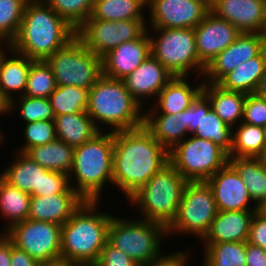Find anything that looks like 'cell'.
I'll list each match as a JSON object with an SVG mask.
<instances>
[{
  "label": "cell",
  "instance_id": "d6986e66",
  "mask_svg": "<svg viewBox=\"0 0 266 266\" xmlns=\"http://www.w3.org/2000/svg\"><path fill=\"white\" fill-rule=\"evenodd\" d=\"M206 182L212 189L218 211L257 210L245 183L229 163Z\"/></svg>",
  "mask_w": 266,
  "mask_h": 266
},
{
  "label": "cell",
  "instance_id": "680465c9",
  "mask_svg": "<svg viewBox=\"0 0 266 266\" xmlns=\"http://www.w3.org/2000/svg\"><path fill=\"white\" fill-rule=\"evenodd\" d=\"M263 129V133H264V139H265V142H266V125L264 127H262Z\"/></svg>",
  "mask_w": 266,
  "mask_h": 266
},
{
  "label": "cell",
  "instance_id": "60d3db41",
  "mask_svg": "<svg viewBox=\"0 0 266 266\" xmlns=\"http://www.w3.org/2000/svg\"><path fill=\"white\" fill-rule=\"evenodd\" d=\"M77 30L91 16L95 0H42Z\"/></svg>",
  "mask_w": 266,
  "mask_h": 266
},
{
  "label": "cell",
  "instance_id": "f35d334b",
  "mask_svg": "<svg viewBox=\"0 0 266 266\" xmlns=\"http://www.w3.org/2000/svg\"><path fill=\"white\" fill-rule=\"evenodd\" d=\"M15 110V111H14ZM17 111L22 124L40 120H54L55 115L48 98L22 95L10 102V114Z\"/></svg>",
  "mask_w": 266,
  "mask_h": 266
},
{
  "label": "cell",
  "instance_id": "816d5d0a",
  "mask_svg": "<svg viewBox=\"0 0 266 266\" xmlns=\"http://www.w3.org/2000/svg\"><path fill=\"white\" fill-rule=\"evenodd\" d=\"M254 94L266 99V68L257 84Z\"/></svg>",
  "mask_w": 266,
  "mask_h": 266
},
{
  "label": "cell",
  "instance_id": "db71d44e",
  "mask_svg": "<svg viewBox=\"0 0 266 266\" xmlns=\"http://www.w3.org/2000/svg\"><path fill=\"white\" fill-rule=\"evenodd\" d=\"M257 158L259 159V161L261 163L266 165V142H265V144L263 146L262 152L260 153V155Z\"/></svg>",
  "mask_w": 266,
  "mask_h": 266
},
{
  "label": "cell",
  "instance_id": "5bb4252c",
  "mask_svg": "<svg viewBox=\"0 0 266 266\" xmlns=\"http://www.w3.org/2000/svg\"><path fill=\"white\" fill-rule=\"evenodd\" d=\"M146 10L148 28H195L210 12V0H148Z\"/></svg>",
  "mask_w": 266,
  "mask_h": 266
},
{
  "label": "cell",
  "instance_id": "f907efd6",
  "mask_svg": "<svg viewBox=\"0 0 266 266\" xmlns=\"http://www.w3.org/2000/svg\"><path fill=\"white\" fill-rule=\"evenodd\" d=\"M0 266H11V241L0 232Z\"/></svg>",
  "mask_w": 266,
  "mask_h": 266
},
{
  "label": "cell",
  "instance_id": "4dcf8cb0",
  "mask_svg": "<svg viewBox=\"0 0 266 266\" xmlns=\"http://www.w3.org/2000/svg\"><path fill=\"white\" fill-rule=\"evenodd\" d=\"M24 154L43 168L69 175L73 165L74 148L56 139L48 144L29 148Z\"/></svg>",
  "mask_w": 266,
  "mask_h": 266
},
{
  "label": "cell",
  "instance_id": "277c9868",
  "mask_svg": "<svg viewBox=\"0 0 266 266\" xmlns=\"http://www.w3.org/2000/svg\"><path fill=\"white\" fill-rule=\"evenodd\" d=\"M113 150L114 132L108 131H100L91 140L74 148L70 186L84 200L102 201L105 186L113 187Z\"/></svg>",
  "mask_w": 266,
  "mask_h": 266
},
{
  "label": "cell",
  "instance_id": "8992f818",
  "mask_svg": "<svg viewBox=\"0 0 266 266\" xmlns=\"http://www.w3.org/2000/svg\"><path fill=\"white\" fill-rule=\"evenodd\" d=\"M188 181L170 164L152 175L148 182L128 200L137 208L141 219L157 222L168 228L176 218Z\"/></svg>",
  "mask_w": 266,
  "mask_h": 266
},
{
  "label": "cell",
  "instance_id": "f6af8a7d",
  "mask_svg": "<svg viewBox=\"0 0 266 266\" xmlns=\"http://www.w3.org/2000/svg\"><path fill=\"white\" fill-rule=\"evenodd\" d=\"M94 266H139L133 259L108 241L101 250L100 257Z\"/></svg>",
  "mask_w": 266,
  "mask_h": 266
},
{
  "label": "cell",
  "instance_id": "e575fe53",
  "mask_svg": "<svg viewBox=\"0 0 266 266\" xmlns=\"http://www.w3.org/2000/svg\"><path fill=\"white\" fill-rule=\"evenodd\" d=\"M201 266H246V241L203 243Z\"/></svg>",
  "mask_w": 266,
  "mask_h": 266
},
{
  "label": "cell",
  "instance_id": "e0dca14e",
  "mask_svg": "<svg viewBox=\"0 0 266 266\" xmlns=\"http://www.w3.org/2000/svg\"><path fill=\"white\" fill-rule=\"evenodd\" d=\"M210 12L241 33L266 34V3L261 0H210Z\"/></svg>",
  "mask_w": 266,
  "mask_h": 266
},
{
  "label": "cell",
  "instance_id": "b9f144b4",
  "mask_svg": "<svg viewBox=\"0 0 266 266\" xmlns=\"http://www.w3.org/2000/svg\"><path fill=\"white\" fill-rule=\"evenodd\" d=\"M24 142L17 152L24 153L27 149L45 145L57 139L54 120H40L24 125Z\"/></svg>",
  "mask_w": 266,
  "mask_h": 266
},
{
  "label": "cell",
  "instance_id": "ffe728a7",
  "mask_svg": "<svg viewBox=\"0 0 266 266\" xmlns=\"http://www.w3.org/2000/svg\"><path fill=\"white\" fill-rule=\"evenodd\" d=\"M174 76L151 54L123 81L130 95L145 109ZM152 98V99H151ZM154 98V99H153ZM147 99V100H146ZM148 102V104H147Z\"/></svg>",
  "mask_w": 266,
  "mask_h": 266
},
{
  "label": "cell",
  "instance_id": "3957f363",
  "mask_svg": "<svg viewBox=\"0 0 266 266\" xmlns=\"http://www.w3.org/2000/svg\"><path fill=\"white\" fill-rule=\"evenodd\" d=\"M76 36V30L42 0L26 4L19 32L9 45L32 60H46Z\"/></svg>",
  "mask_w": 266,
  "mask_h": 266
},
{
  "label": "cell",
  "instance_id": "ba28073f",
  "mask_svg": "<svg viewBox=\"0 0 266 266\" xmlns=\"http://www.w3.org/2000/svg\"><path fill=\"white\" fill-rule=\"evenodd\" d=\"M147 31L151 55L174 77L193 73L203 77L206 67L199 61L194 28H148Z\"/></svg>",
  "mask_w": 266,
  "mask_h": 266
},
{
  "label": "cell",
  "instance_id": "5b68a950",
  "mask_svg": "<svg viewBox=\"0 0 266 266\" xmlns=\"http://www.w3.org/2000/svg\"><path fill=\"white\" fill-rule=\"evenodd\" d=\"M143 110L126 89L123 79L102 75L90 89L86 112L99 131L117 132L144 125Z\"/></svg>",
  "mask_w": 266,
  "mask_h": 266
},
{
  "label": "cell",
  "instance_id": "83f0119b",
  "mask_svg": "<svg viewBox=\"0 0 266 266\" xmlns=\"http://www.w3.org/2000/svg\"><path fill=\"white\" fill-rule=\"evenodd\" d=\"M202 93L208 98L213 111L231 128L242 122L247 94L222 89L219 85L204 82Z\"/></svg>",
  "mask_w": 266,
  "mask_h": 266
},
{
  "label": "cell",
  "instance_id": "d590c367",
  "mask_svg": "<svg viewBox=\"0 0 266 266\" xmlns=\"http://www.w3.org/2000/svg\"><path fill=\"white\" fill-rule=\"evenodd\" d=\"M264 144L262 127L241 122L232 128V147L229 157L257 158Z\"/></svg>",
  "mask_w": 266,
  "mask_h": 266
},
{
  "label": "cell",
  "instance_id": "9c48e42d",
  "mask_svg": "<svg viewBox=\"0 0 266 266\" xmlns=\"http://www.w3.org/2000/svg\"><path fill=\"white\" fill-rule=\"evenodd\" d=\"M45 61L52 70L56 86L91 89L103 75L102 58L88 50L77 36Z\"/></svg>",
  "mask_w": 266,
  "mask_h": 266
},
{
  "label": "cell",
  "instance_id": "44dd1931",
  "mask_svg": "<svg viewBox=\"0 0 266 266\" xmlns=\"http://www.w3.org/2000/svg\"><path fill=\"white\" fill-rule=\"evenodd\" d=\"M194 79L196 84L191 82L190 76L173 77L160 91L152 107H145L144 114H176L186 110L202 93L203 77Z\"/></svg>",
  "mask_w": 266,
  "mask_h": 266
},
{
  "label": "cell",
  "instance_id": "4316f807",
  "mask_svg": "<svg viewBox=\"0 0 266 266\" xmlns=\"http://www.w3.org/2000/svg\"><path fill=\"white\" fill-rule=\"evenodd\" d=\"M12 163L0 176L10 185L25 191L31 196H40L41 173L47 169L35 163L22 152L13 153ZM17 154V155H16Z\"/></svg>",
  "mask_w": 266,
  "mask_h": 266
},
{
  "label": "cell",
  "instance_id": "f546056e",
  "mask_svg": "<svg viewBox=\"0 0 266 266\" xmlns=\"http://www.w3.org/2000/svg\"><path fill=\"white\" fill-rule=\"evenodd\" d=\"M57 139L73 148L91 140L100 131L86 111L55 116Z\"/></svg>",
  "mask_w": 266,
  "mask_h": 266
},
{
  "label": "cell",
  "instance_id": "7c38bea8",
  "mask_svg": "<svg viewBox=\"0 0 266 266\" xmlns=\"http://www.w3.org/2000/svg\"><path fill=\"white\" fill-rule=\"evenodd\" d=\"M61 230L56 223L26 219L3 233L15 247L44 264L61 261Z\"/></svg>",
  "mask_w": 266,
  "mask_h": 266
},
{
  "label": "cell",
  "instance_id": "2e32d148",
  "mask_svg": "<svg viewBox=\"0 0 266 266\" xmlns=\"http://www.w3.org/2000/svg\"><path fill=\"white\" fill-rule=\"evenodd\" d=\"M266 47V34L241 33L205 68L203 81L217 84L241 63L257 56Z\"/></svg>",
  "mask_w": 266,
  "mask_h": 266
},
{
  "label": "cell",
  "instance_id": "ee69618b",
  "mask_svg": "<svg viewBox=\"0 0 266 266\" xmlns=\"http://www.w3.org/2000/svg\"><path fill=\"white\" fill-rule=\"evenodd\" d=\"M242 122L264 127L266 125V99L254 93L247 94L244 101Z\"/></svg>",
  "mask_w": 266,
  "mask_h": 266
},
{
  "label": "cell",
  "instance_id": "d6a6232c",
  "mask_svg": "<svg viewBox=\"0 0 266 266\" xmlns=\"http://www.w3.org/2000/svg\"><path fill=\"white\" fill-rule=\"evenodd\" d=\"M229 164L237 171L258 206L266 199V165L258 158L229 157Z\"/></svg>",
  "mask_w": 266,
  "mask_h": 266
},
{
  "label": "cell",
  "instance_id": "11a10c76",
  "mask_svg": "<svg viewBox=\"0 0 266 266\" xmlns=\"http://www.w3.org/2000/svg\"><path fill=\"white\" fill-rule=\"evenodd\" d=\"M257 211H258L261 215H263V216L266 217V199H265L261 204L258 205V207H257Z\"/></svg>",
  "mask_w": 266,
  "mask_h": 266
},
{
  "label": "cell",
  "instance_id": "7bdbcfd3",
  "mask_svg": "<svg viewBox=\"0 0 266 266\" xmlns=\"http://www.w3.org/2000/svg\"><path fill=\"white\" fill-rule=\"evenodd\" d=\"M76 192L70 186L69 175L63 172L46 170L41 173L40 196Z\"/></svg>",
  "mask_w": 266,
  "mask_h": 266
},
{
  "label": "cell",
  "instance_id": "bcb514c9",
  "mask_svg": "<svg viewBox=\"0 0 266 266\" xmlns=\"http://www.w3.org/2000/svg\"><path fill=\"white\" fill-rule=\"evenodd\" d=\"M250 244L261 247L266 251V217L257 210L250 222L249 238Z\"/></svg>",
  "mask_w": 266,
  "mask_h": 266
},
{
  "label": "cell",
  "instance_id": "7dc6e473",
  "mask_svg": "<svg viewBox=\"0 0 266 266\" xmlns=\"http://www.w3.org/2000/svg\"><path fill=\"white\" fill-rule=\"evenodd\" d=\"M190 250L184 249V251H173L172 253H166L161 259L152 262L148 266H187L189 259L191 258ZM190 256V257H189Z\"/></svg>",
  "mask_w": 266,
  "mask_h": 266
},
{
  "label": "cell",
  "instance_id": "c3c4849f",
  "mask_svg": "<svg viewBox=\"0 0 266 266\" xmlns=\"http://www.w3.org/2000/svg\"><path fill=\"white\" fill-rule=\"evenodd\" d=\"M246 266H266V251L246 241Z\"/></svg>",
  "mask_w": 266,
  "mask_h": 266
},
{
  "label": "cell",
  "instance_id": "6f0895ef",
  "mask_svg": "<svg viewBox=\"0 0 266 266\" xmlns=\"http://www.w3.org/2000/svg\"><path fill=\"white\" fill-rule=\"evenodd\" d=\"M2 125H0V127H1ZM2 129V127L0 128V146H1V144H2V146H4L3 144H4V141H5V137H6V135L4 136V133H5V131L4 130H1ZM2 132H4V133H2Z\"/></svg>",
  "mask_w": 266,
  "mask_h": 266
},
{
  "label": "cell",
  "instance_id": "484cf974",
  "mask_svg": "<svg viewBox=\"0 0 266 266\" xmlns=\"http://www.w3.org/2000/svg\"><path fill=\"white\" fill-rule=\"evenodd\" d=\"M144 126L168 151L190 135L186 110L176 114H144Z\"/></svg>",
  "mask_w": 266,
  "mask_h": 266
},
{
  "label": "cell",
  "instance_id": "ab89813d",
  "mask_svg": "<svg viewBox=\"0 0 266 266\" xmlns=\"http://www.w3.org/2000/svg\"><path fill=\"white\" fill-rule=\"evenodd\" d=\"M55 77L45 60H34L27 77L25 96L48 98L56 88Z\"/></svg>",
  "mask_w": 266,
  "mask_h": 266
},
{
  "label": "cell",
  "instance_id": "9a60e30c",
  "mask_svg": "<svg viewBox=\"0 0 266 266\" xmlns=\"http://www.w3.org/2000/svg\"><path fill=\"white\" fill-rule=\"evenodd\" d=\"M186 124L190 135L210 140L230 154L232 128L213 111L203 93L186 109Z\"/></svg>",
  "mask_w": 266,
  "mask_h": 266
},
{
  "label": "cell",
  "instance_id": "7402d4cb",
  "mask_svg": "<svg viewBox=\"0 0 266 266\" xmlns=\"http://www.w3.org/2000/svg\"><path fill=\"white\" fill-rule=\"evenodd\" d=\"M150 54V38L146 31L140 38L124 42L102 57L103 75L113 79H123Z\"/></svg>",
  "mask_w": 266,
  "mask_h": 266
},
{
  "label": "cell",
  "instance_id": "4fadbf2b",
  "mask_svg": "<svg viewBox=\"0 0 266 266\" xmlns=\"http://www.w3.org/2000/svg\"><path fill=\"white\" fill-rule=\"evenodd\" d=\"M146 19L104 21L91 16L76 30L88 50L103 57L124 42L140 38L148 29Z\"/></svg>",
  "mask_w": 266,
  "mask_h": 266
},
{
  "label": "cell",
  "instance_id": "1f68e13d",
  "mask_svg": "<svg viewBox=\"0 0 266 266\" xmlns=\"http://www.w3.org/2000/svg\"><path fill=\"white\" fill-rule=\"evenodd\" d=\"M31 195L22 191L0 176V215L3 221L1 233L14 223L28 219ZM6 222V223H5Z\"/></svg>",
  "mask_w": 266,
  "mask_h": 266
},
{
  "label": "cell",
  "instance_id": "7a4b0ae2",
  "mask_svg": "<svg viewBox=\"0 0 266 266\" xmlns=\"http://www.w3.org/2000/svg\"><path fill=\"white\" fill-rule=\"evenodd\" d=\"M103 201L85 200L62 225L61 261L72 266H94L108 241L114 215L99 207ZM101 211H100V210Z\"/></svg>",
  "mask_w": 266,
  "mask_h": 266
},
{
  "label": "cell",
  "instance_id": "d4e9b609",
  "mask_svg": "<svg viewBox=\"0 0 266 266\" xmlns=\"http://www.w3.org/2000/svg\"><path fill=\"white\" fill-rule=\"evenodd\" d=\"M255 211H218L208 233L199 243L248 241L250 222Z\"/></svg>",
  "mask_w": 266,
  "mask_h": 266
},
{
  "label": "cell",
  "instance_id": "6da1fadb",
  "mask_svg": "<svg viewBox=\"0 0 266 266\" xmlns=\"http://www.w3.org/2000/svg\"><path fill=\"white\" fill-rule=\"evenodd\" d=\"M169 163V151L144 126L114 132L113 187L128 200Z\"/></svg>",
  "mask_w": 266,
  "mask_h": 266
},
{
  "label": "cell",
  "instance_id": "681fc988",
  "mask_svg": "<svg viewBox=\"0 0 266 266\" xmlns=\"http://www.w3.org/2000/svg\"><path fill=\"white\" fill-rule=\"evenodd\" d=\"M41 263L32 258L26 251L13 245L11 242V266H40Z\"/></svg>",
  "mask_w": 266,
  "mask_h": 266
},
{
  "label": "cell",
  "instance_id": "f5cc1de1",
  "mask_svg": "<svg viewBox=\"0 0 266 266\" xmlns=\"http://www.w3.org/2000/svg\"><path fill=\"white\" fill-rule=\"evenodd\" d=\"M6 115H10V101L4 96L3 92L0 90V117H5Z\"/></svg>",
  "mask_w": 266,
  "mask_h": 266
},
{
  "label": "cell",
  "instance_id": "8d00e7d4",
  "mask_svg": "<svg viewBox=\"0 0 266 266\" xmlns=\"http://www.w3.org/2000/svg\"><path fill=\"white\" fill-rule=\"evenodd\" d=\"M90 89L72 85L57 86L48 97L55 116L84 112L88 108Z\"/></svg>",
  "mask_w": 266,
  "mask_h": 266
},
{
  "label": "cell",
  "instance_id": "30bf717a",
  "mask_svg": "<svg viewBox=\"0 0 266 266\" xmlns=\"http://www.w3.org/2000/svg\"><path fill=\"white\" fill-rule=\"evenodd\" d=\"M217 213L218 208L208 183L188 182L176 218L167 228V235L168 237L190 235L201 241L208 233Z\"/></svg>",
  "mask_w": 266,
  "mask_h": 266
},
{
  "label": "cell",
  "instance_id": "9f6ffc18",
  "mask_svg": "<svg viewBox=\"0 0 266 266\" xmlns=\"http://www.w3.org/2000/svg\"><path fill=\"white\" fill-rule=\"evenodd\" d=\"M40 266H72V265L65 263L64 261H58L54 263H44L41 264Z\"/></svg>",
  "mask_w": 266,
  "mask_h": 266
},
{
  "label": "cell",
  "instance_id": "8fae6325",
  "mask_svg": "<svg viewBox=\"0 0 266 266\" xmlns=\"http://www.w3.org/2000/svg\"><path fill=\"white\" fill-rule=\"evenodd\" d=\"M169 163L188 181H207L229 163V154L210 140L189 135L169 151Z\"/></svg>",
  "mask_w": 266,
  "mask_h": 266
},
{
  "label": "cell",
  "instance_id": "836d02e7",
  "mask_svg": "<svg viewBox=\"0 0 266 266\" xmlns=\"http://www.w3.org/2000/svg\"><path fill=\"white\" fill-rule=\"evenodd\" d=\"M146 0H95L91 17L104 21L147 19ZM145 15V16H144Z\"/></svg>",
  "mask_w": 266,
  "mask_h": 266
},
{
  "label": "cell",
  "instance_id": "603a6c76",
  "mask_svg": "<svg viewBox=\"0 0 266 266\" xmlns=\"http://www.w3.org/2000/svg\"><path fill=\"white\" fill-rule=\"evenodd\" d=\"M85 200L77 192L31 196L28 219L63 225Z\"/></svg>",
  "mask_w": 266,
  "mask_h": 266
},
{
  "label": "cell",
  "instance_id": "74e56055",
  "mask_svg": "<svg viewBox=\"0 0 266 266\" xmlns=\"http://www.w3.org/2000/svg\"><path fill=\"white\" fill-rule=\"evenodd\" d=\"M27 0H0V46H9L16 38Z\"/></svg>",
  "mask_w": 266,
  "mask_h": 266
},
{
  "label": "cell",
  "instance_id": "52a82bcc",
  "mask_svg": "<svg viewBox=\"0 0 266 266\" xmlns=\"http://www.w3.org/2000/svg\"><path fill=\"white\" fill-rule=\"evenodd\" d=\"M114 214L108 231V242L133 259L139 266H148L165 254L162 239L168 238L167 228L157 222ZM164 237V238H163ZM162 249V250H161ZM163 253V254H162Z\"/></svg>",
  "mask_w": 266,
  "mask_h": 266
},
{
  "label": "cell",
  "instance_id": "f1b7e54d",
  "mask_svg": "<svg viewBox=\"0 0 266 266\" xmlns=\"http://www.w3.org/2000/svg\"><path fill=\"white\" fill-rule=\"evenodd\" d=\"M266 68V47L226 74L218 83L222 89L244 94L254 93Z\"/></svg>",
  "mask_w": 266,
  "mask_h": 266
},
{
  "label": "cell",
  "instance_id": "ac0fdd59",
  "mask_svg": "<svg viewBox=\"0 0 266 266\" xmlns=\"http://www.w3.org/2000/svg\"><path fill=\"white\" fill-rule=\"evenodd\" d=\"M194 32L199 61L205 67L241 34L234 25L212 12L194 28Z\"/></svg>",
  "mask_w": 266,
  "mask_h": 266
},
{
  "label": "cell",
  "instance_id": "cb8c5ba5",
  "mask_svg": "<svg viewBox=\"0 0 266 266\" xmlns=\"http://www.w3.org/2000/svg\"><path fill=\"white\" fill-rule=\"evenodd\" d=\"M33 61L10 46H0V90L10 102L24 95Z\"/></svg>",
  "mask_w": 266,
  "mask_h": 266
}]
</instances>
